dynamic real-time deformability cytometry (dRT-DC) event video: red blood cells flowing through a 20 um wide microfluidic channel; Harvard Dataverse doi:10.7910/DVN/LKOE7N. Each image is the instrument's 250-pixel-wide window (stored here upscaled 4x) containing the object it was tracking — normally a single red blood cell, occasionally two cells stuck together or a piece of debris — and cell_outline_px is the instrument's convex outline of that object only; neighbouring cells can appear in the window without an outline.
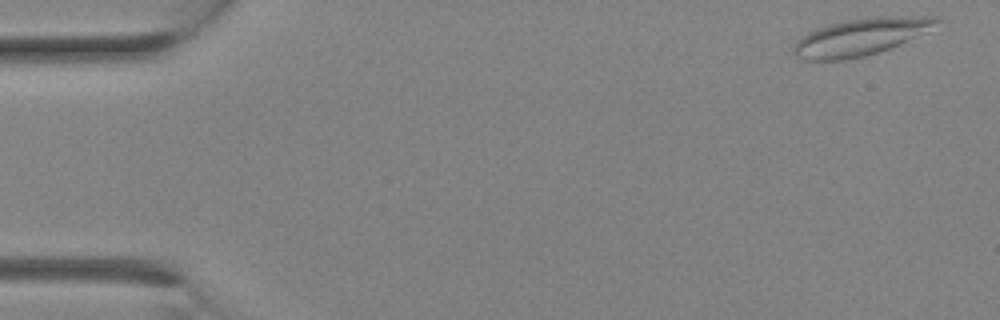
{"species": "Egyptian fruit bat (a non-hibernating species)", "species_latin": "Rousettus aegyptiacus", "temperature_condition": "room temperature", "stored_images_in_passage": 13, "camera_frame_rate_fps": 3000, "um_per_image_px": 0.085, "animal": {"sex": "female"}, "frame": {"image": 1, "passage_image": 1, "time_ms": 0.0, "image_size_px": [1000, 320], "cell_outline_px": [[944, 20], [928, 32], [880, 52], [864, 56], [844, 60], [804, 60], [796, 56], [792, 48], [796, 40], [808, 32], [816, 28], [848, 20], [880, 16], [940, 16]], "centroid_in_image_um": [73.22, 3.13], "position_along_channel_um": 11.8, "area_um2": 31.1}}
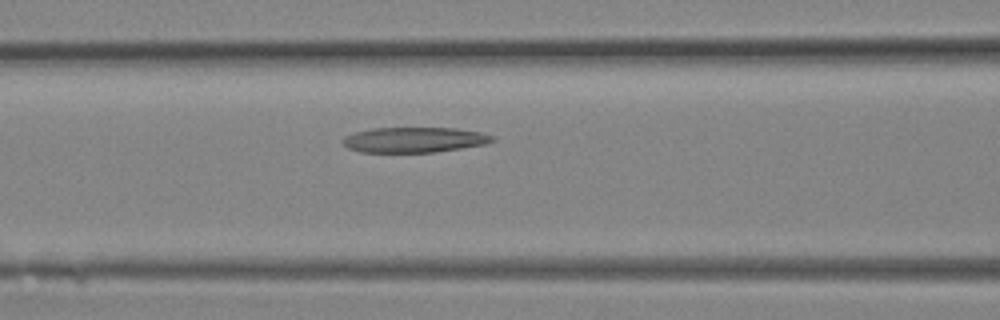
{"frame": {"image": 2, "passage_image": 11, "time_ms": 3.333, "image_size_px": [1000, 320], "cell_outline_px": [[496, 140], [484, 144], [436, 152], [360, 152], [348, 148], [340, 140], [344, 136], [356, 132], [372, 128], [456, 128], [480, 132], [492, 136]], "centroid_in_image_um": [35.17, 11.88], "position_along_channel_um": 131.4, "area_um2": 21.96}}
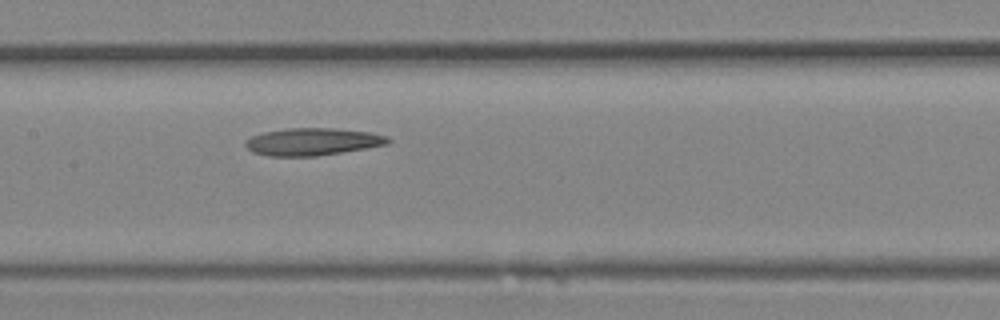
{"frame": {"image": 3, "passage_image": 13, "time_ms": 4.0, "image_size_px": [1000, 320], "cell_outline_px": [[392, 140], [388, 144], [368, 148], [316, 156], [268, 156], [252, 152], [244, 144], [252, 136], [264, 132], [288, 128], [332, 128], [368, 132], [388, 136]], "centroid_in_image_um": [26.59, 12.05], "position_along_channel_um": 180.8, "area_um2": 22.66}}